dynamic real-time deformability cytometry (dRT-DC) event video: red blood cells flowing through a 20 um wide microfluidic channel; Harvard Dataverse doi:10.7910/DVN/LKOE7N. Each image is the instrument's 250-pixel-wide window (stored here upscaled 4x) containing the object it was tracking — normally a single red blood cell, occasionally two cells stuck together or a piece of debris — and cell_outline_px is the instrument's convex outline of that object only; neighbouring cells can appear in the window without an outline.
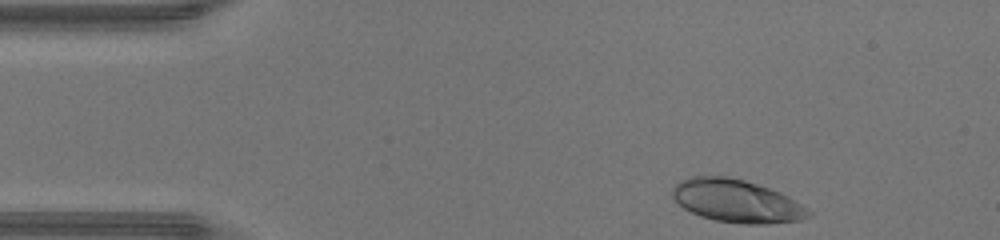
{"species": "human", "species_latin": "Homo sapiens", "temperature_condition": "warm", "stored_images_in_passage": 34, "camera_frame_rate_fps": 3000, "um_per_image_px": 0.085, "donor": {"sex": "male"}, "frame": {"image": 1, "passage_image": 1, "time_ms": 0.0, "image_size_px": [1000, 240], "cell_outline_px": [[812, 216], [800, 220], [768, 224], [744, 224], [716, 220], [700, 216], [684, 208], [672, 196], [672, 188], [680, 180], [692, 176], [728, 176], [744, 180], [780, 192], [788, 196], [812, 212]], "centroid_in_image_um": [62.61, 17.09], "position_along_channel_um": 22.4, "area_um2": 33.81}}
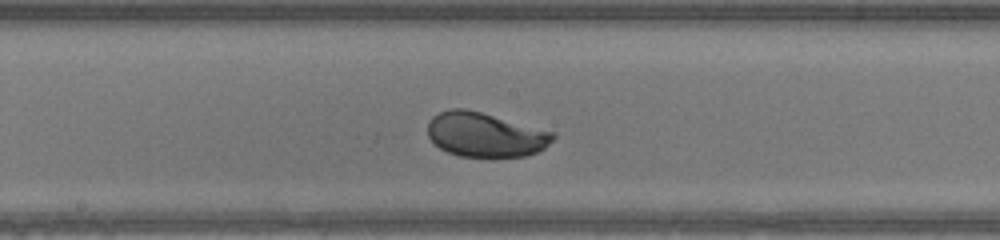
{"frame": {"image": 2, "passage_image": 19, "time_ms": 6.0, "image_size_px": [1000, 240], "cell_outline_px": [[556, 136], [544, 148], [536, 152], [524, 156], [460, 156], [448, 152], [440, 148], [428, 136], [428, 120], [432, 116], [448, 108], [464, 108], [480, 112], [556, 132]], "centroid_in_image_um": [41.23, 11.43], "position_along_channel_um": 207.0, "area_um2": 32.25}}
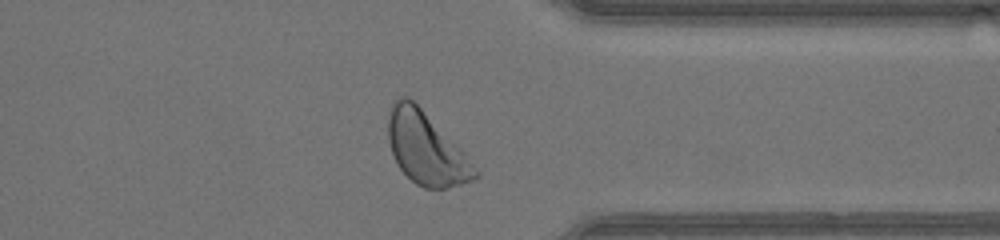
{"frame": {"image": 3, "passage_image": 31, "time_ms": 10.0, "image_size_px": [1000, 240], "cell_outline_px": [[480, 176], [472, 180], [448, 188], [424, 188], [416, 184], [396, 164], [388, 140], [388, 120], [392, 104], [400, 96], [408, 96], [464, 152], [480, 172]], "centroid_in_image_um": [36.22, 12.64], "position_along_channel_um": 375.2, "area_um2": 36.01}, "authors_computed_cell_mechanics": {"area_um2": 33.0038, "velocity_mm_per_s": 4.3685, "shape_relaxation_time_tau1_ms": 2.9206, "shape_relaxation_time_tau2_ms": null, "deformation_change_tau1": 0.1603, "deformation_change_tau2": null}}